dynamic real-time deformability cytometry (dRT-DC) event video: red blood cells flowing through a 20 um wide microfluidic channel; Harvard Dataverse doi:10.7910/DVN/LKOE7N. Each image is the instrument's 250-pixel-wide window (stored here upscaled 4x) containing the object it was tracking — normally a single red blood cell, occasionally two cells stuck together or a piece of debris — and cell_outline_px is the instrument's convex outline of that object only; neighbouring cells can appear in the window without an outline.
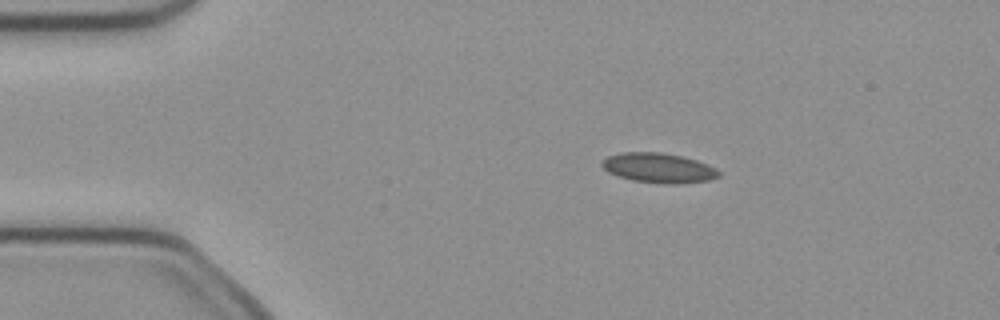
{"species": "common noctule bat (a hibernating species)", "species_latin": "Nyctalus noctula", "temperature_condition": "cold", "stored_images_in_passage": 3, "camera_frame_rate_fps": 3000, "um_per_image_px": 0.085, "animal": {"sex": "female", "body_mass_g": 21.9}, "frame": {"image": 1, "passage_image": 2, "time_ms": 0.333, "image_size_px": [1000, 320], "cell_outline_px": [[720, 176], [708, 180], [676, 184], [664, 184], [632, 180], [608, 172], [600, 164], [608, 156], [624, 152], [660, 152], [680, 156], [696, 160], [716, 168], [720, 172]], "centroid_in_image_um": [55.99, 14.28], "position_along_channel_um": 29.0, "area_um2": 20.06}}